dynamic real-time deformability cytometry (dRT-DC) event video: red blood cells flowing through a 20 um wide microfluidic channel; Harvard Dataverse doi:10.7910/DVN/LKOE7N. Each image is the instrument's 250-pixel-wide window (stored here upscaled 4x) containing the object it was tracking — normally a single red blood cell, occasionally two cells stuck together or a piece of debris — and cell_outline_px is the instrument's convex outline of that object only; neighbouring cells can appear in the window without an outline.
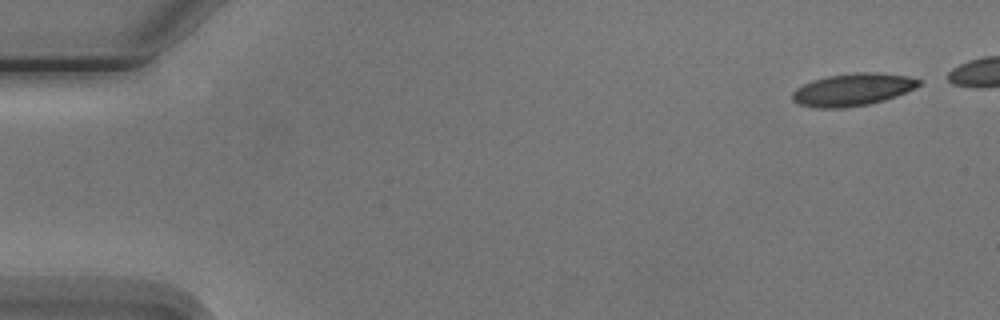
{"species": "Egyptian fruit bat (a non-hibernating species)", "species_latin": "Rousettus aegyptiacus", "temperature_condition": "cold", "stored_images_in_passage": 6, "segment_of_instrument_passage": [1, 2], "camera_frame_rate_fps": 3000, "um_per_image_px": 0.085, "animal": {"sex": "male"}, "frame": {"image": 1, "passage_image": 1, "time_ms": 0.0, "image_size_px": [1000, 320], "cell_outline_px": [[920, 84], [916, 88], [896, 96], [884, 100], [868, 104], [844, 108], [816, 108], [800, 104], [792, 100], [792, 92], [796, 88], [812, 80], [828, 76], [856, 72], [880, 72], [908, 76], [920, 80]], "centroid_in_image_um": [72.48, 7.61], "position_along_channel_um": 12.5, "area_um2": 23.93}}
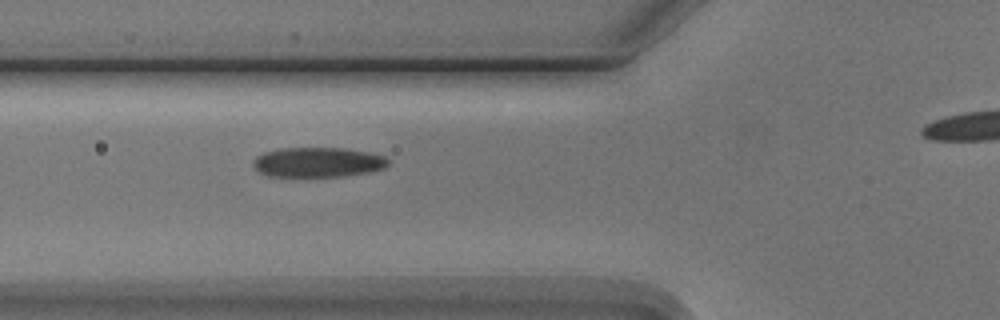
{"frame": {"image": 2, "passage_image": 5, "time_ms": 5.667, "image_size_px": [1000, 320], "cell_outline_px": [[388, 164], [384, 168], [368, 172], [340, 176], [268, 176], [260, 172], [252, 164], [252, 160], [256, 156], [264, 152], [280, 148], [348, 148], [368, 152], [384, 156], [388, 160]], "centroid_in_image_um": [27.0, 13.78], "position_along_channel_um": 98.8, "area_um2": 23.41}}